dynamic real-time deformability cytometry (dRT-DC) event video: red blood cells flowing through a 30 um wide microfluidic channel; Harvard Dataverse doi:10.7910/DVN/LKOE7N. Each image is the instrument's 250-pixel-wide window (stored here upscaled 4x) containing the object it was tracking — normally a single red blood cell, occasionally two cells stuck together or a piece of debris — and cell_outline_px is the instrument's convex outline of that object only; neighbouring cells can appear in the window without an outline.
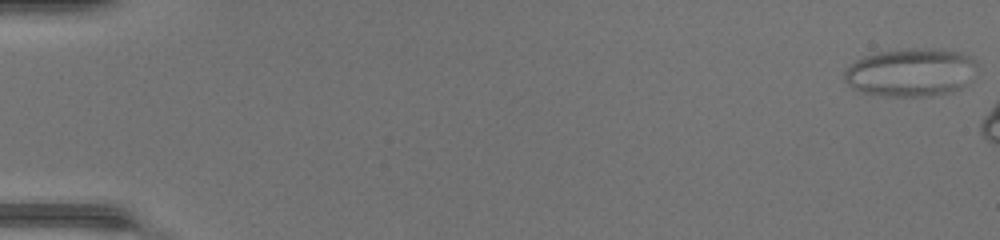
{"species": "common noctule bat (a hibernating species)", "species_latin": "Nyctalus noctula", "temperature_condition": "warm", "stored_images_in_passage": 10, "camera_frame_rate_fps": 3000, "um_per_image_px": 0.085, "animal": {"sex": "female", "body_mass_g": 17.0, "forearm_length_mm": 48.0}, "frame": {"image": 1, "passage_image": 1, "time_ms": 0.0, "image_size_px": [1000, 240], "cell_outline_px": [[976, 64], [960, 88], [952, 92], [920, 96], [884, 96], [860, 92], [848, 84], [844, 80], [844, 68], [856, 60], [864, 56], [880, 52], [912, 48], [960, 52], [976, 60]], "centroid_in_image_um": [77.31, 6.16], "position_along_channel_um": 7.7, "area_um2": 36.47}}